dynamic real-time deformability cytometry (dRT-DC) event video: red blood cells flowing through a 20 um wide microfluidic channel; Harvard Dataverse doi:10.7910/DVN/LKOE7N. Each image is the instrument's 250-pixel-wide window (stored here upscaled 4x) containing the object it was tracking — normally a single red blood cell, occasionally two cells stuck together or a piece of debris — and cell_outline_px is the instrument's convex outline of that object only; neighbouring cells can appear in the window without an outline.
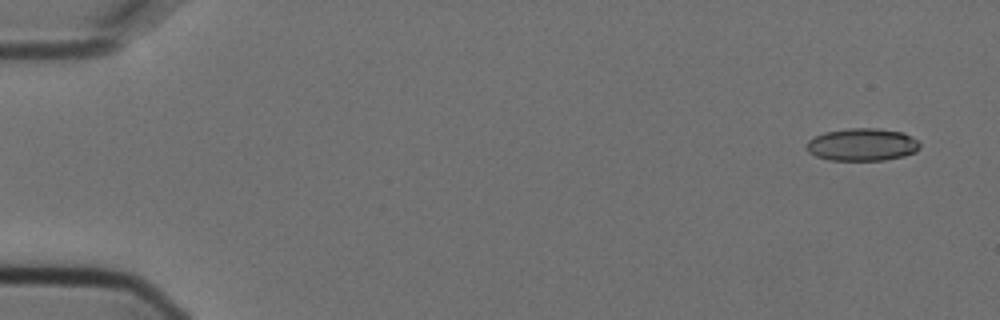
{"species": "Egyptian fruit bat (a non-hibernating species)", "species_latin": "Rousettus aegyptiacus", "temperature_condition": "cold", "stored_images_in_passage": 5, "segment_of_instrument_passage": [2, 2], "camera_frame_rate_fps": 3000, "um_per_image_px": 0.085, "animal": {"sex": "female"}, "frame": {"image": 1, "passage_image": 5, "time_ms": 1.333, "image_size_px": [1000, 320], "cell_outline_px": [[920, 148], [916, 152], [904, 156], [884, 160], [828, 160], [816, 156], [808, 152], [804, 144], [808, 140], [824, 132], [848, 128], [876, 128], [900, 132], [912, 136], [920, 144]], "centroid_in_image_um": [73.26, 12.29], "position_along_channel_um": 11.7, "area_um2": 21.62}}